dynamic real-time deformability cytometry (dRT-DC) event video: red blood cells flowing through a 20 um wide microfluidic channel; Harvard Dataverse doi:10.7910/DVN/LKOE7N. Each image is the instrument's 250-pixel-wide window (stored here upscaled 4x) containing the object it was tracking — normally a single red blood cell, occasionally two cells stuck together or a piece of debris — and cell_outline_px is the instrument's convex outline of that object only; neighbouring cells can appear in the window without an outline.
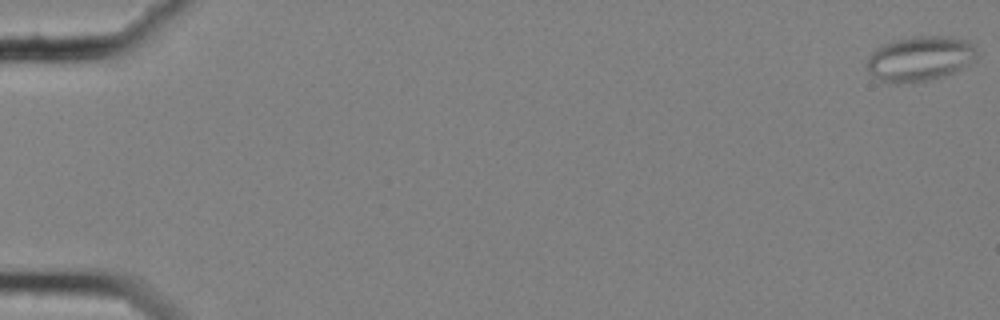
{"species": "common noctule bat (a hibernating species)", "species_latin": "Nyctalus noctula", "temperature_condition": "cold", "stored_images_in_passage": 59, "camera_frame_rate_fps": 3000, "um_per_image_px": 0.085, "animal": {"sex": "female", "body_mass_g": 25.1}, "frame": {"image": 1, "passage_image": 1, "time_ms": 0.0, "image_size_px": [1000, 320], "cell_outline_px": [[976, 56], [968, 64], [952, 72], [928, 80], [900, 84], [896, 84], [876, 80], [868, 68], [868, 60], [872, 52], [876, 48], [892, 40], [912, 36], [948, 36], [968, 40], [976, 48]], "centroid_in_image_um": [78.17, 4.97], "position_along_channel_um": 6.8, "area_um2": 28.61}}
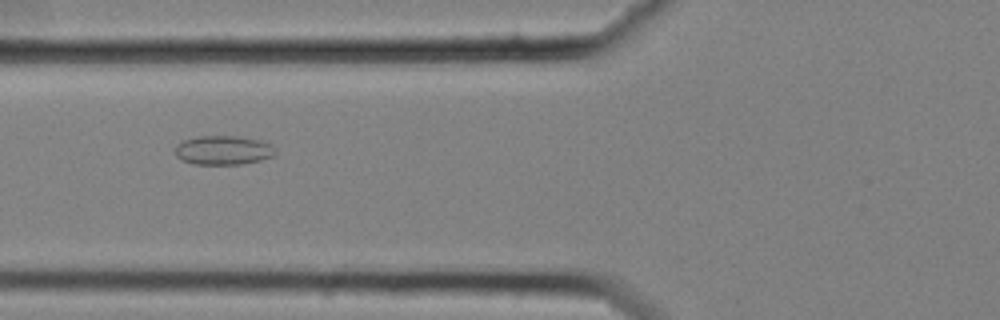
{"frame": {"image": 2, "passage_image": 24, "time_ms": 7.667, "image_size_px": [1000, 320], "cell_outline_px": [[276, 152], [272, 156], [260, 160], [240, 164], [192, 164], [180, 160], [176, 156], [176, 144], [184, 140], [196, 136], [236, 136], [260, 140], [272, 144]], "centroid_in_image_um": [18.95, 12.76], "position_along_channel_um": 106.8, "area_um2": 17.05}}
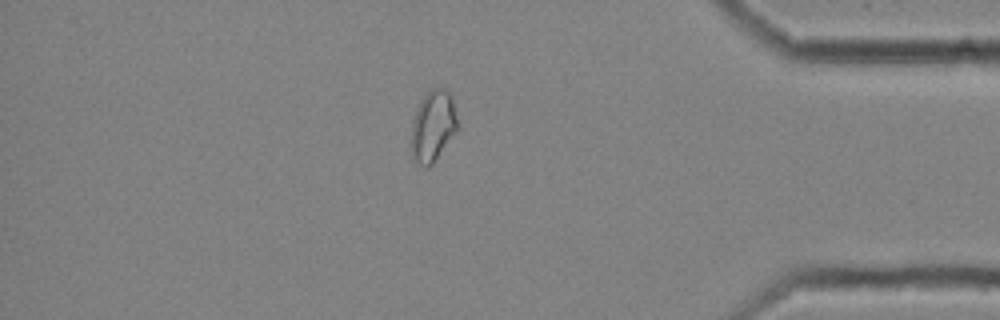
{"frame": {"image": 3, "passage_image": 51, "time_ms": 16.667, "image_size_px": [1000, 320], "cell_outline_px": [[460, 128], [432, 164], [428, 168], [420, 164], [416, 160], [412, 152], [412, 120], [416, 108], [420, 100], [432, 88], [444, 88], [452, 96]], "centroid_in_image_um": [36.84, 10.68], "position_along_channel_um": 398.4, "area_um2": 19.25}, "authors_computed_cell_mechanics": {"area_um2": 19.7098, "velocity_mm_per_s": 3.5316, "shape_relaxation_time_tau1_ms": null, "shape_relaxation_time_tau2_ms": 4.5542, "deformation_change_tau1": null, "deformation_change_tau2": 0.0982}}